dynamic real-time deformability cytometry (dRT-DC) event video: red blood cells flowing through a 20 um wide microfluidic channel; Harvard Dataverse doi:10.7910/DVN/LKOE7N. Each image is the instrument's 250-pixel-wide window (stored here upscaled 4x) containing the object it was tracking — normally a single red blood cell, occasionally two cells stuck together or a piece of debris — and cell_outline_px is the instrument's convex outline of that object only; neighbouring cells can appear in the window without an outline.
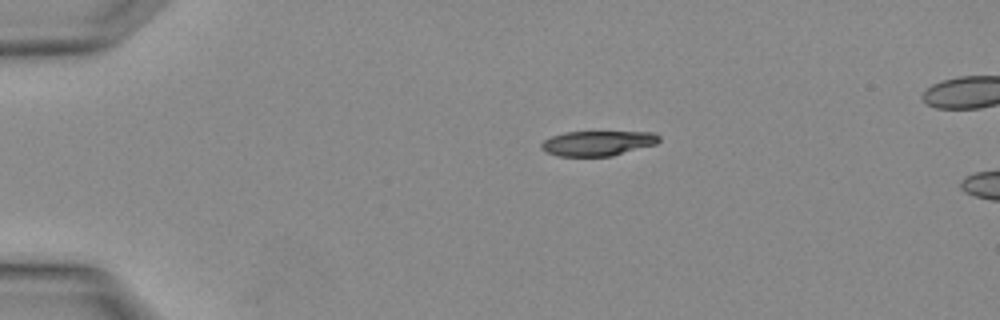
{"species": "Egyptian fruit bat (a non-hibernating species)", "species_latin": "Rousettus aegyptiacus", "temperature_condition": "warm", "stored_images_in_passage": 2, "camera_frame_rate_fps": 3000, "um_per_image_px": 0.085, "animal": {"sex": "female"}, "frame": {"image": 1, "passage_image": 1, "time_ms": 0.0, "image_size_px": [1000, 320], "cell_outline_px": [[660, 140], [656, 144], [612, 156], [556, 156], [540, 148], [540, 144], [544, 140], [552, 136], [564, 132], [656, 132], [660, 136]], "centroid_in_image_um": [50.81, 12.17], "position_along_channel_um": 34.2, "area_um2": 17.17}}